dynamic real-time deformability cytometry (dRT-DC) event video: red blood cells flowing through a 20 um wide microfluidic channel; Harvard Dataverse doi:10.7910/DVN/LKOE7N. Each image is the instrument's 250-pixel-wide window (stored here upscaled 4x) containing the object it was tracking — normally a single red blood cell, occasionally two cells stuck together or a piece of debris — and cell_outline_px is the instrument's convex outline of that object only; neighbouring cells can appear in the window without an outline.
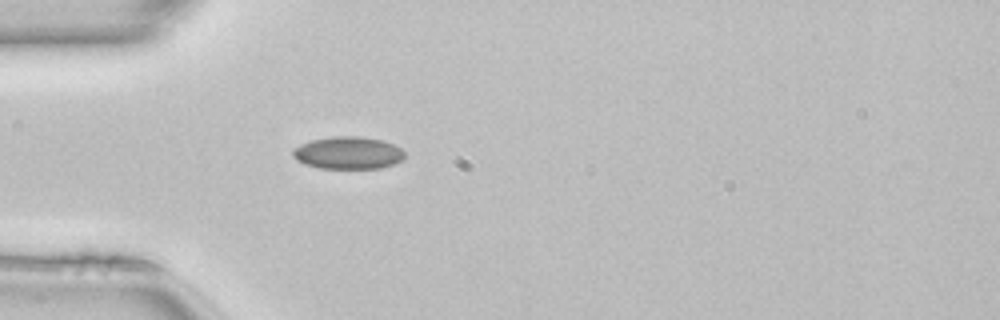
{"species": "common noctule bat (a hibernating species)", "species_latin": "Nyctalus noctula", "temperature_condition": "room temperature", "stored_images_in_passage": 36, "camera_frame_rate_fps": 3000, "um_per_image_px": 0.085, "animal": {"sex": "female", "body_mass_g": 22.7, "forearm_length_mm": 54.2}, "frame": {"image": 1, "passage_image": 1, "time_ms": 0.0, "image_size_px": [1000, 320], "cell_outline_px": [[404, 156], [400, 160], [392, 164], [380, 168], [320, 168], [304, 164], [296, 160], [292, 156], [292, 152], [300, 144], [312, 140], [332, 136], [356, 136], [380, 140], [392, 144], [400, 148], [404, 152]], "centroid_in_image_um": [29.54, 12.99], "position_along_channel_um": 55.5, "area_um2": 20.87}}
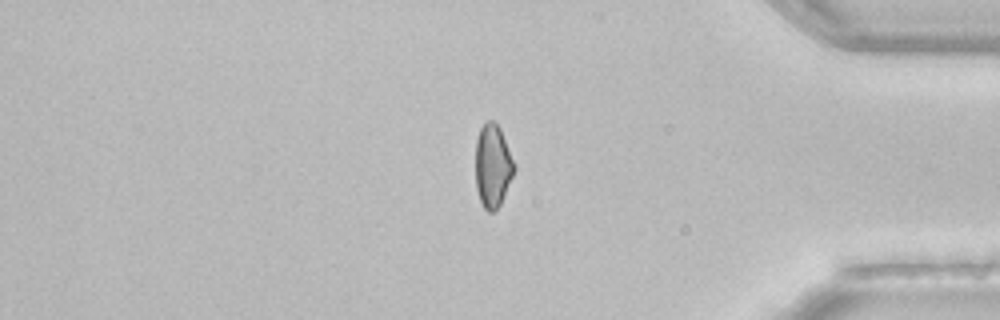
{"frame": {"image": 2, "passage_image": 28, "time_ms": 9.0, "image_size_px": [1000, 320], "cell_outline_px": [[516, 168], [500, 204], [492, 212], [488, 212], [484, 208], [480, 200], [476, 188], [476, 140], [480, 128], [484, 120], [492, 120], [500, 128], [516, 164]], "centroid_in_image_um": [41.88, 14.06], "position_along_channel_um": 393.3, "area_um2": 18.79}}
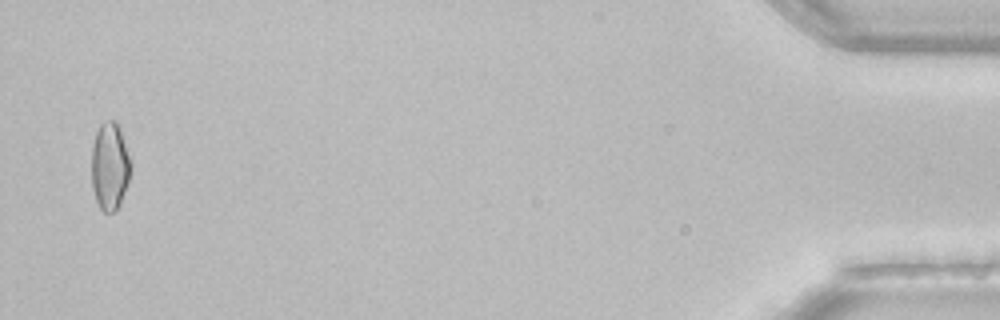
{"frame": {"image": 3, "passage_image": 35, "time_ms": 11.333, "image_size_px": [1000, 320], "cell_outline_px": [[132, 168], [120, 204], [112, 212], [104, 212], [100, 208], [96, 200], [92, 188], [92, 148], [96, 132], [100, 124], [104, 120], [116, 120], [120, 128], [132, 164]], "centroid_in_image_um": [9.34, 14.09], "position_along_channel_um": 425.9, "area_um2": 20.06}, "authors_computed_cell_mechanics": {"area_um2": 19.5942, "velocity_mm_per_s": 4.1257, "shape_relaxation_time_tau1_ms": null, "shape_relaxation_time_tau2_ms": 1.7112, "deformation_change_tau1": null, "deformation_change_tau2": 0.0651}}